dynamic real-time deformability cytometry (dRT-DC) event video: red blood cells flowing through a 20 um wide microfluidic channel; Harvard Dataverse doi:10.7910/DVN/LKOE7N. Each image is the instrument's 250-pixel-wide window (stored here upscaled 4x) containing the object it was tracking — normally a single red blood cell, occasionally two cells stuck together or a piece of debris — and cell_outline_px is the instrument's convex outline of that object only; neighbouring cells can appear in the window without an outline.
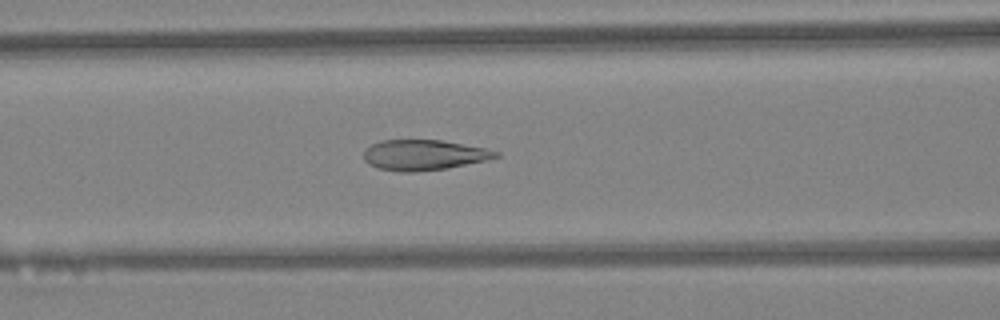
{"species": "Egyptian fruit bat (a non-hibernating species)", "species_latin": "Rousettus aegyptiacus", "temperature_condition": "warm", "stored_images_in_passage": 33, "camera_frame_rate_fps": 3000, "um_per_image_px": 0.085, "animal": {"sex": "female"}, "frame": {"image": 1, "passage_image": 12, "time_ms": 3.667, "image_size_px": [1000, 320], "cell_outline_px": [[500, 156], [484, 160], [448, 168], [416, 172], [404, 172], [376, 168], [368, 164], [364, 160], [364, 148], [380, 140], [440, 140], [484, 148], [500, 152]], "centroid_in_image_um": [35.97, 13.18], "position_along_channel_um": 130.6, "area_um2": 23.35}}
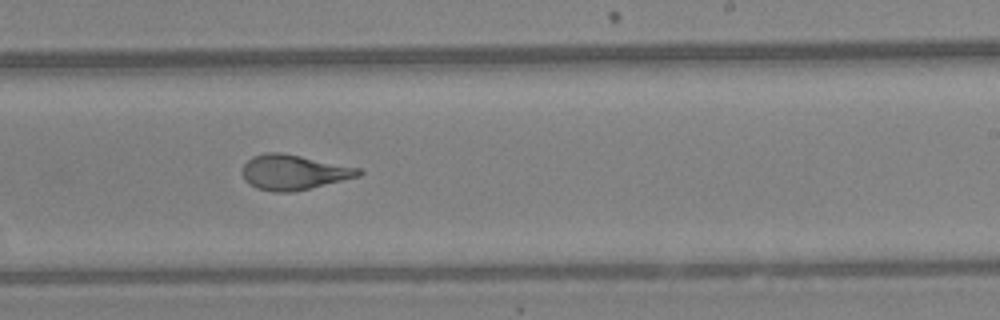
{"frame": {"image": 2, "passage_image": 21, "time_ms": 6.667, "image_size_px": [1000, 320], "cell_outline_px": [[364, 172], [360, 176], [292, 192], [272, 192], [256, 188], [248, 184], [244, 180], [240, 172], [244, 164], [252, 156], [264, 152], [280, 152], [360, 168]], "centroid_in_image_um": [24.91, 14.64], "position_along_channel_um": 264.1, "area_um2": 23.81}}
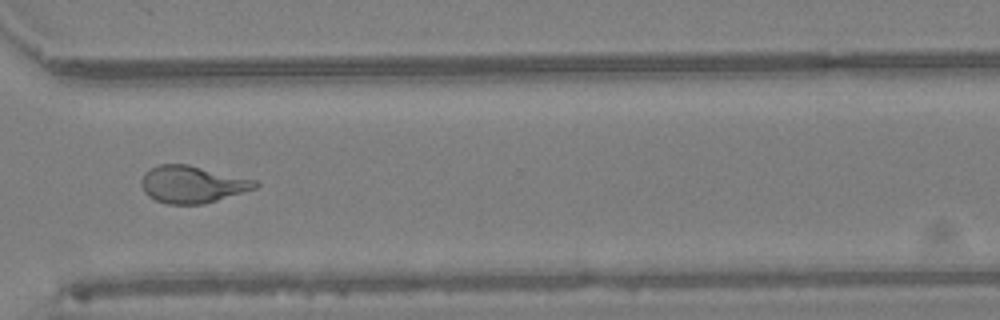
{"frame": {"image": 3, "passage_image": 27, "time_ms": 8.667, "image_size_px": [1000, 320], "cell_outline_px": [[260, 184], [256, 188], [204, 204], [168, 204], [156, 200], [148, 196], [144, 192], [140, 184], [140, 180], [144, 172], [160, 164], [188, 164], [256, 180]], "centroid_in_image_um": [16.32, 15.67], "position_along_channel_um": 354.3, "area_um2": 24.62}, "authors_computed_cell_mechanics": {"area_um2": 23.6402, "velocity_mm_per_s": 4.483, "shape_relaxation_time_tau1_ms": 6.5808, "shape_relaxation_time_tau2_ms": 0.6883, "deformation_change_tau1": 0.2081, "deformation_change_tau2": 0.0572}}